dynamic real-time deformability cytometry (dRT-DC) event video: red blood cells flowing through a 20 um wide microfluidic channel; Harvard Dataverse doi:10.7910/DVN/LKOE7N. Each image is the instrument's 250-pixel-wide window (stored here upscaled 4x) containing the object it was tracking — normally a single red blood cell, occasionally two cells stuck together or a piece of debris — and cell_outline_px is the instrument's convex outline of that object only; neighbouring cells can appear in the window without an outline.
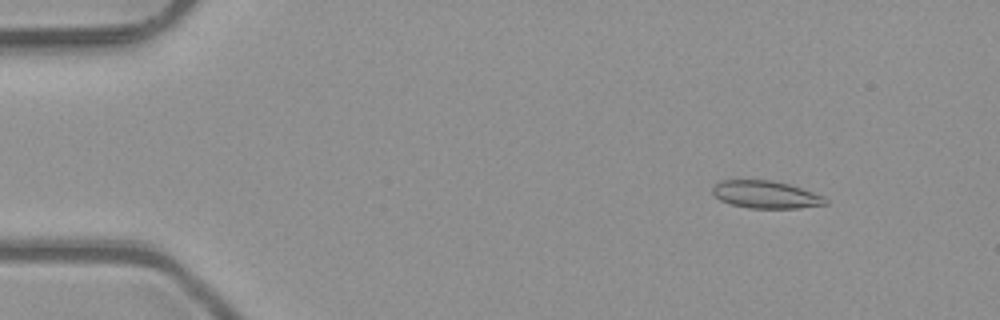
{"species": "common noctule bat (a hibernating species)", "species_latin": "Nyctalus noctula", "temperature_condition": "room temperature", "stored_images_in_passage": 7, "camera_frame_rate_fps": 3000, "um_per_image_px": 0.085, "animal": {"sex": "male", "body_mass_g": 23.1, "forearm_length_mm": 52.7}, "frame": {"image": 1, "passage_image": 3, "time_ms": 0.667, "image_size_px": [1000, 320], "cell_outline_px": [[828, 204], [800, 208], [748, 208], [732, 204], [720, 200], [712, 192], [712, 188], [716, 184], [724, 180], [772, 180], [788, 184], [824, 196], [828, 200]], "centroid_in_image_um": [65.12, 16.54], "position_along_channel_um": 19.9, "area_um2": 17.98}}
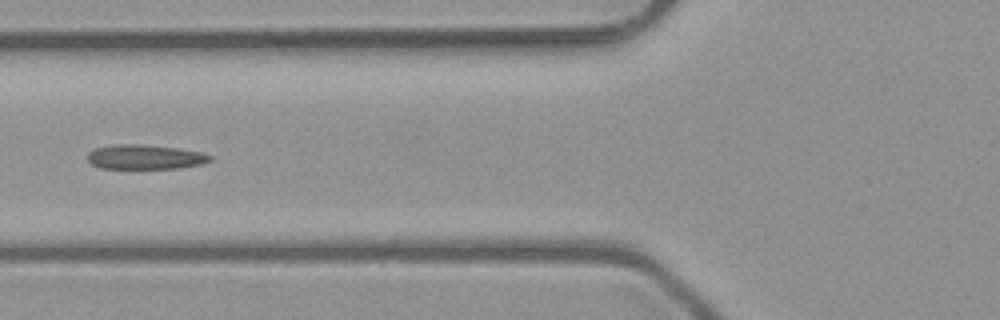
{"frame": {"image": 2, "passage_image": 6, "time_ms": 1.667, "image_size_px": [1000, 320], "cell_outline_px": [[212, 160], [200, 164], [180, 168], [100, 168], [92, 164], [88, 160], [88, 152], [96, 148], [112, 144], [136, 144], [176, 148], [200, 152], [212, 156]], "centroid_in_image_um": [12.3, 13.34], "position_along_channel_um": 113.5, "area_um2": 17.34}}
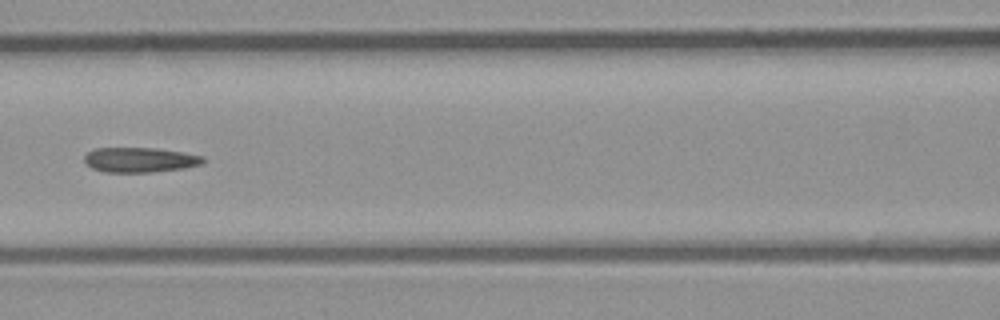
{"frame": {"image": 3, "passage_image": 7, "time_ms": 2.0, "image_size_px": [1000, 320], "cell_outline_px": [[204, 164], [184, 168], [152, 172], [104, 172], [92, 168], [84, 160], [84, 156], [88, 152], [96, 148], [156, 148], [204, 156]], "centroid_in_image_um": [11.9, 13.59], "position_along_channel_um": 154.7, "area_um2": 17.17}}